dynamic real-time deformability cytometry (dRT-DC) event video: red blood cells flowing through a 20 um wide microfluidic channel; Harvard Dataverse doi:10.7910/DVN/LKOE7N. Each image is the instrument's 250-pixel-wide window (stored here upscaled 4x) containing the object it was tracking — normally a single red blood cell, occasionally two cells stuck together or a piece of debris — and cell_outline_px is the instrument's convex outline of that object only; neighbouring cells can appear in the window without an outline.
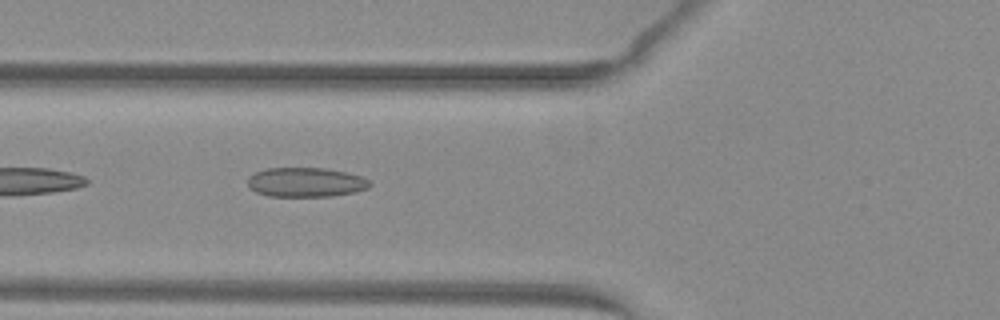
{"species": "common noctule bat (a hibernating species)", "species_latin": "Nyctalus noctula", "temperature_condition": "warm", "stored_images_in_passage": 10, "camera_frame_rate_fps": 3000, "um_per_image_px": 0.085, "animal": {"sex": "female", "body_mass_g": 29.2, "forearm_length_mm": 56.3}, "frame": {"image": 1, "passage_image": 4, "time_ms": 1.0, "image_size_px": [1000, 320], "cell_outline_px": [[372, 184], [368, 188], [352, 192], [332, 196], [268, 196], [256, 192], [248, 188], [248, 176], [256, 172], [268, 168], [324, 168], [348, 172], [360, 176], [368, 180]], "centroid_in_image_um": [25.97, 15.49], "position_along_channel_um": 99.8, "area_um2": 20.92}}
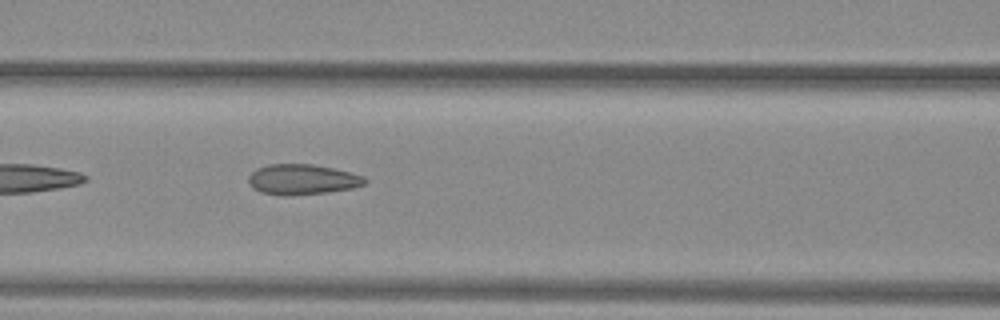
{"frame": {"image": 2, "passage_image": 7, "time_ms": 2.0, "image_size_px": [1000, 320], "cell_outline_px": [[368, 180], [364, 184], [352, 188], [328, 192], [284, 196], [260, 192], [252, 188], [248, 180], [248, 176], [256, 168], [268, 164], [312, 164], [332, 168], [364, 176]], "centroid_in_image_um": [25.66, 15.25], "position_along_channel_um": 140.9, "area_um2": 20.58}}